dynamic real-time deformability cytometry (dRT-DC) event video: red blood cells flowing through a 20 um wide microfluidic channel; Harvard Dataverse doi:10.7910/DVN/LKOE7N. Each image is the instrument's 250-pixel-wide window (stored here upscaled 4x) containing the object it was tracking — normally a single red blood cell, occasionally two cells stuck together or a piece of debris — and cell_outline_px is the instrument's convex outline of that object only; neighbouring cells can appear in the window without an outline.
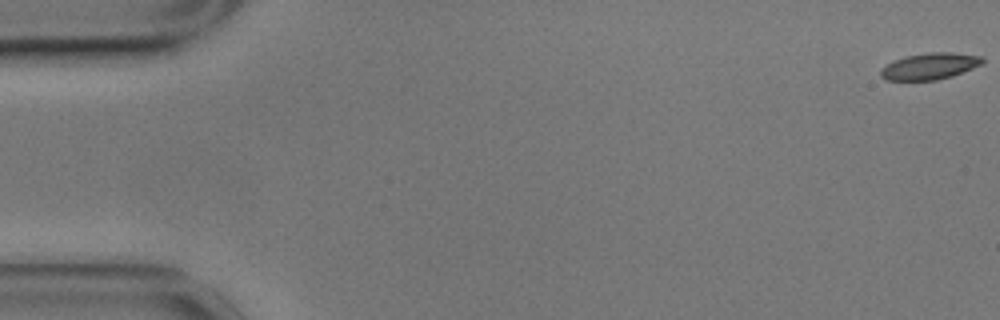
{"species": "common noctule bat (a hibernating species)", "species_latin": "Nyctalus noctula", "temperature_condition": "cold", "stored_images_in_passage": 58, "camera_frame_rate_fps": 3000, "um_per_image_px": 0.085, "animal": {"sex": "male", "body_mass_g": 17.9}, "frame": {"image": 1, "passage_image": 1, "time_ms": 0.0, "image_size_px": [1000, 320], "cell_outline_px": [[984, 60], [980, 64], [972, 68], [952, 76], [936, 80], [884, 80], [880, 76], [880, 68], [904, 56], [928, 52], [952, 52], [984, 56]], "centroid_in_image_um": [79.02, 5.62], "position_along_channel_um": 6.0, "area_um2": 15.72}}
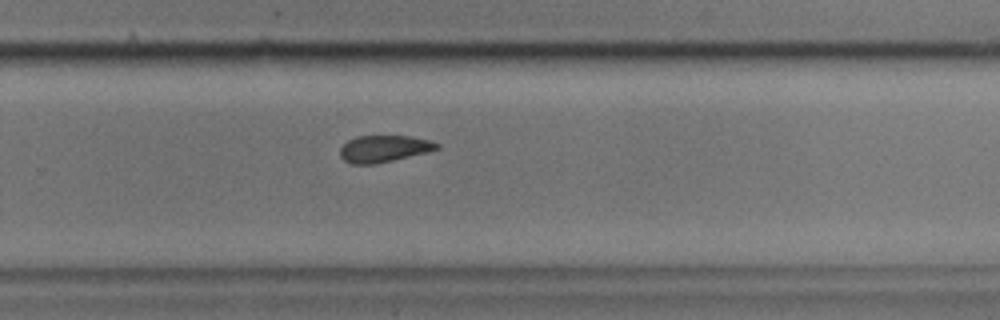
{"frame": {"image": 2, "passage_image": 38, "time_ms": 12.333, "image_size_px": [1000, 320], "cell_outline_px": [[440, 148], [428, 152], [376, 164], [352, 164], [344, 160], [340, 156], [340, 148], [348, 140], [356, 136], [408, 136], [428, 140], [440, 144]], "centroid_in_image_um": [32.63, 12.64], "position_along_channel_um": 297.2, "area_um2": 15.09}}
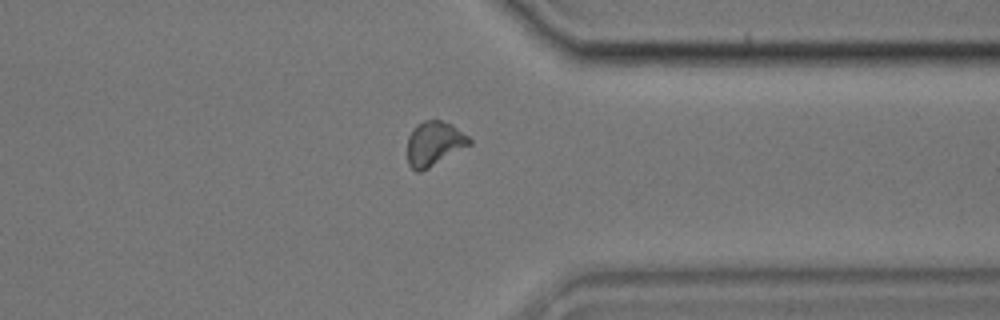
{"frame": {"image": 3, "passage_image": 45, "time_ms": 14.667, "image_size_px": [1000, 320], "cell_outline_px": [[472, 144], [428, 168], [420, 172], [416, 172], [408, 164], [408, 136], [412, 128], [416, 124], [424, 120], [440, 120], [452, 124], [468, 136], [472, 140]], "centroid_in_image_um": [36.9, 12.19], "position_along_channel_um": 374.5, "area_um2": 16.13}, "authors_computed_cell_mechanics": {"area_um2": 16.184, "velocity_mm_per_s": 3.4896, "shape_relaxation_time_tau1_ms": 3.6704, "shape_relaxation_time_tau2_ms": 2.4955, "deformation_change_tau1": 0.0919, "deformation_change_tau2": 0.0693}}